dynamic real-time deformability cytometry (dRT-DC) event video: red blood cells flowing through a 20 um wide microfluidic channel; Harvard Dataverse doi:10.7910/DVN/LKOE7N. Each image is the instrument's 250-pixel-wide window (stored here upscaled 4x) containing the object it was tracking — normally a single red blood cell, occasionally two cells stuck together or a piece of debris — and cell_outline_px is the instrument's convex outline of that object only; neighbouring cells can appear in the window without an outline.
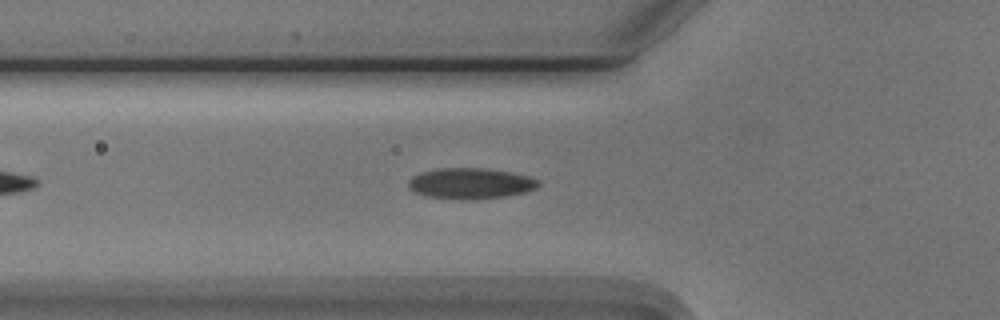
{"species": "Egyptian fruit bat (a non-hibernating species)", "species_latin": "Rousettus aegyptiacus", "temperature_condition": "cold", "stored_images_in_passage": 28, "camera_frame_rate_fps": 3000, "um_per_image_px": 0.085, "animal": {"sex": "male"}, "frame": {"image": 1, "passage_image": 8, "time_ms": 2.333, "image_size_px": [1000, 320], "cell_outline_px": [[540, 184], [536, 188], [524, 192], [504, 196], [468, 200], [460, 200], [424, 196], [408, 188], [408, 180], [412, 176], [420, 172], [440, 168], [480, 168], [508, 172], [528, 176], [540, 180]], "centroid_in_image_um": [39.95, 15.6], "position_along_channel_um": 85.9, "area_um2": 23.35}}
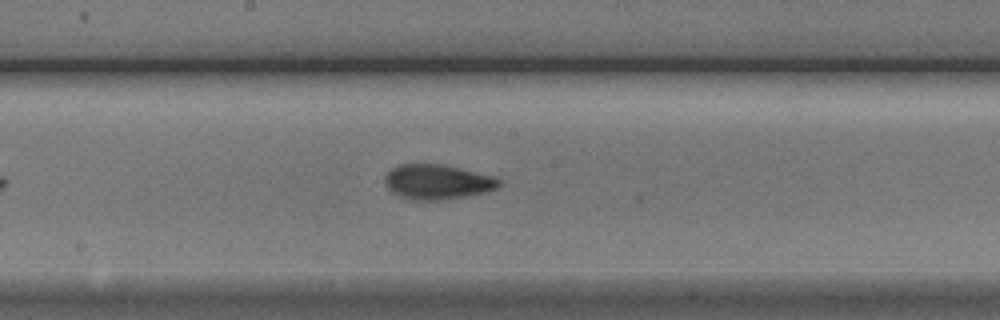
{"frame": {"image": 2, "passage_image": 18, "time_ms": 5.667, "image_size_px": [1000, 320], "cell_outline_px": [[500, 184], [496, 188], [484, 192], [464, 196], [440, 200], [412, 200], [400, 196], [392, 192], [388, 188], [384, 180], [384, 176], [396, 164], [440, 164], [492, 176], [500, 180]], "centroid_in_image_um": [37.11, 15.46], "position_along_channel_um": 211.1, "area_um2": 22.83}}
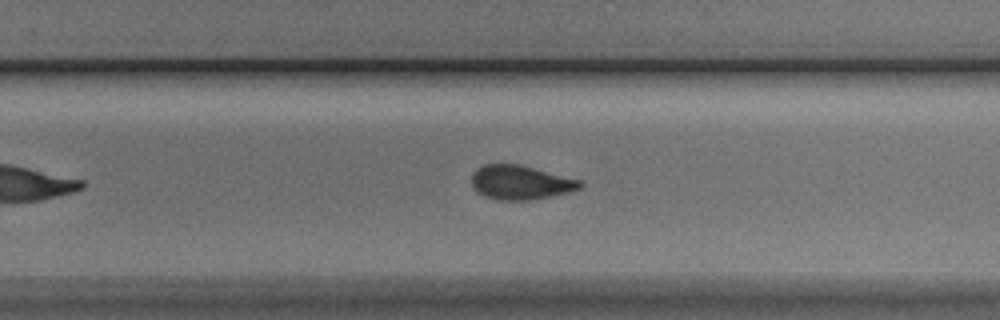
{"frame": {"image": 3, "passage_image": 24, "time_ms": 7.667, "image_size_px": [1000, 320], "cell_outline_px": [[584, 184], [580, 188], [568, 192], [532, 200], [496, 200], [484, 196], [476, 192], [472, 188], [472, 172], [476, 168], [484, 164], [520, 164], [580, 180]], "centroid_in_image_um": [44.19, 15.51], "position_along_channel_um": 285.6, "area_um2": 21.73}}